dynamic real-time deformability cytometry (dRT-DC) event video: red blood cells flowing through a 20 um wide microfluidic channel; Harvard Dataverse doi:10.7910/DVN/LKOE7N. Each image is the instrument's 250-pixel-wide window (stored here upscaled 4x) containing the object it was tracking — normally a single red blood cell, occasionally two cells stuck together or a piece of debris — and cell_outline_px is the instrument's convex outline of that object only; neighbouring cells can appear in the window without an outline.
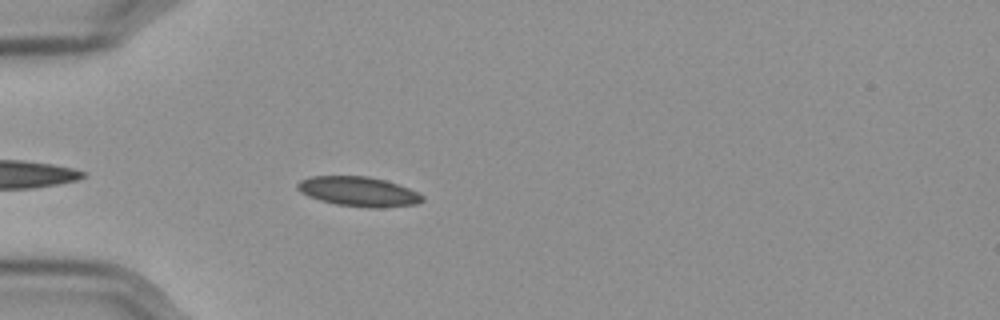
{"species": "Egyptian fruit bat (a non-hibernating species)", "species_latin": "Rousettus aegyptiacus", "temperature_condition": "cold", "stored_images_in_passage": 37, "camera_frame_rate_fps": 3000, "um_per_image_px": 0.085, "frame": {"image": 1, "passage_image": 5, "time_ms": 1.333, "image_size_px": [1000, 320], "cell_outline_px": [[424, 200], [416, 204], [380, 208], [376, 208], [336, 204], [320, 200], [308, 196], [300, 192], [296, 188], [296, 184], [300, 180], [308, 176], [368, 176], [384, 180], [408, 188], [424, 196]], "centroid_in_image_um": [30.44, 16.27], "position_along_channel_um": 54.6, "area_um2": 21.5}}
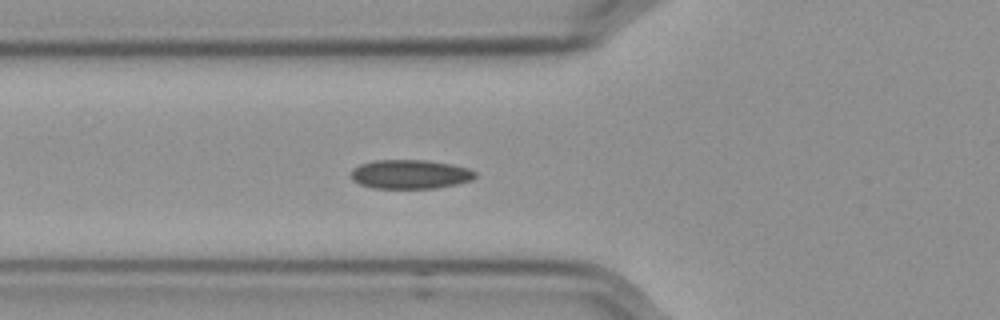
{"frame": {"image": 2, "passage_image": 9, "time_ms": 2.667, "image_size_px": [1000, 320], "cell_outline_px": [[476, 176], [472, 180], [456, 184], [436, 188], [372, 188], [360, 184], [352, 180], [352, 168], [360, 164], [376, 160], [428, 160], [452, 164], [468, 168], [476, 172]], "centroid_in_image_um": [34.87, 14.81], "position_along_channel_um": 90.9, "area_um2": 21.1}}
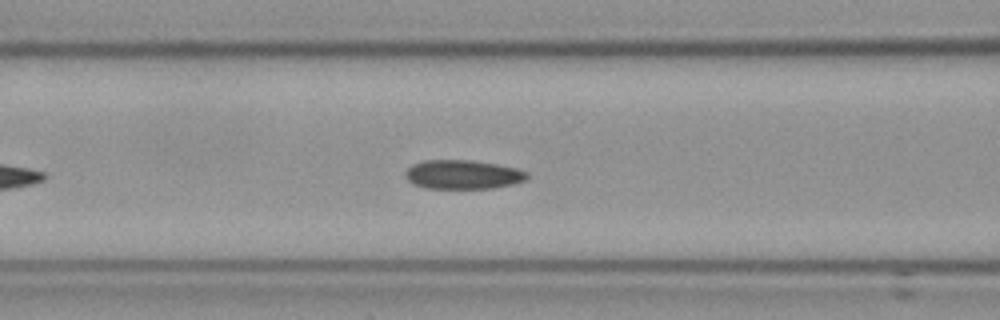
{"frame": {"image": 3, "passage_image": 12, "time_ms": 3.667, "image_size_px": [1000, 320], "cell_outline_px": [[528, 176], [524, 180], [512, 184], [492, 188], [424, 188], [408, 180], [404, 176], [404, 172], [412, 164], [424, 160], [472, 160], [496, 164], [516, 168], [528, 172]], "centroid_in_image_um": [39.32, 14.83], "position_along_channel_um": 127.3, "area_um2": 20.52}, "authors_computed_cell_mechanics": {"area_um2": 20.6346, "velocity_mm_per_s": 3.5709, "shape_relaxation_time_tau1_ms": null, "shape_relaxation_time_tau2_ms": 7.0629, "deformation_change_tau1": null, "deformation_change_tau2": 0.1051}}